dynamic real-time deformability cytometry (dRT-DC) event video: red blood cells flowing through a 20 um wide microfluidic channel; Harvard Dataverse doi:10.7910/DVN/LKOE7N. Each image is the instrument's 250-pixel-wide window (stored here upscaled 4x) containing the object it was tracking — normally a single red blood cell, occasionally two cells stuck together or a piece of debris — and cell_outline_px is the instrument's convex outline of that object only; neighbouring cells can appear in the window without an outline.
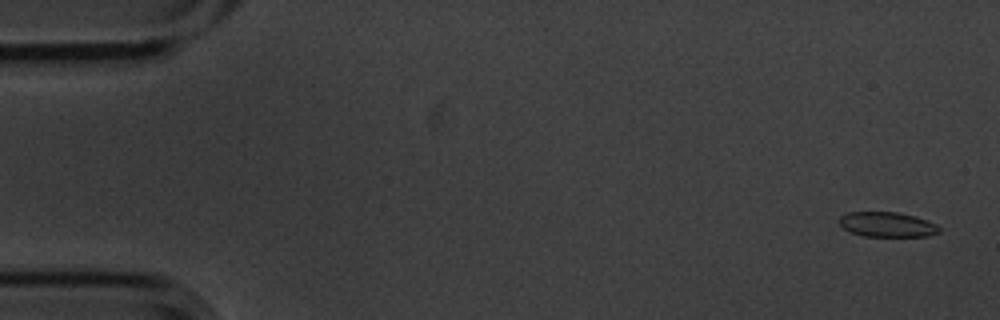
{"species": "common noctule bat (a hibernating species)", "species_latin": "Nyctalus noctula", "temperature_condition": "cold", "stored_images_in_passage": 5, "camera_frame_rate_fps": 3000, "um_per_image_px": 0.085, "animal": {"sex": "male", "body_mass_g": 20.1, "forearm_length_mm": 53.5}, "frame": {"image": 1, "passage_image": 1, "time_ms": 0.0, "image_size_px": [1000, 320], "cell_outline_px": [[940, 232], [928, 236], [864, 236], [852, 232], [844, 228], [836, 220], [840, 216], [848, 212], [896, 212], [916, 216], [936, 224], [940, 228]], "centroid_in_image_um": [75.4, 19.07], "position_along_channel_um": 9.6, "area_um2": 14.51}}